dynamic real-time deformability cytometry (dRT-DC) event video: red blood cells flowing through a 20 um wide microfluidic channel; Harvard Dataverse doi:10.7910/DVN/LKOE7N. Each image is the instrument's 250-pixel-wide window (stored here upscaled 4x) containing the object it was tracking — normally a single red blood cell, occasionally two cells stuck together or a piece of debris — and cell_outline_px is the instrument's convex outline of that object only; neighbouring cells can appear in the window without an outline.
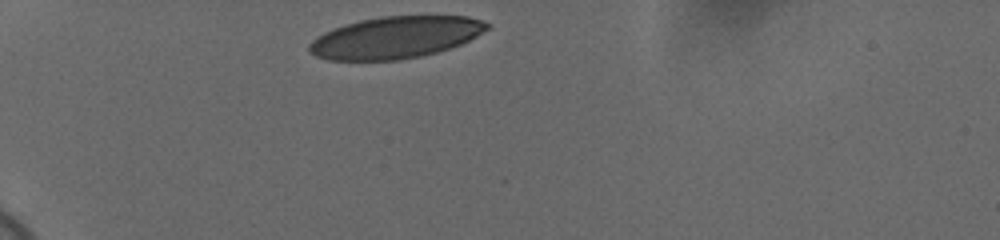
{"species": "human", "species_latin": "Homo sapiens", "temperature_condition": "cold", "stored_images_in_passage": 33, "camera_frame_rate_fps": 3000, "um_per_image_px": 0.085, "donor": {"sex": "female"}, "frame": {"image": 1, "passage_image": 1, "time_ms": 0.0, "image_size_px": [1000, 240], "cell_outline_px": [[492, 24], [488, 28], [476, 36], [460, 44], [436, 52], [420, 56], [396, 60], [328, 60], [316, 56], [308, 52], [308, 44], [316, 36], [324, 32], [344, 24], [360, 20], [380, 16], [468, 16], [484, 20]], "centroid_in_image_um": [33.58, 3.17], "position_along_channel_um": 51.4, "area_um2": 43.41}}
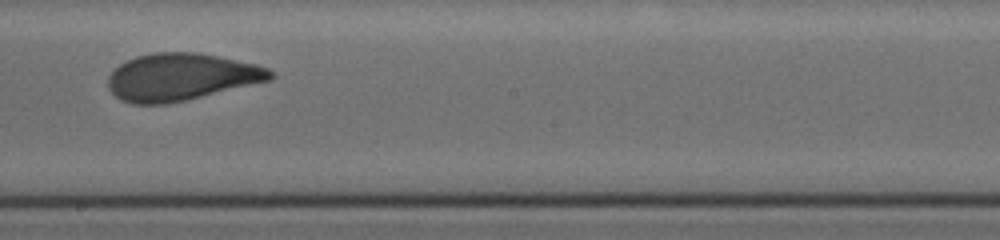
{"frame": {"image": 2, "passage_image": 19, "time_ms": 6.0, "image_size_px": [1000, 240], "cell_outline_px": [[276, 76], [272, 80], [184, 100], [164, 104], [132, 104], [120, 100], [108, 88], [108, 76], [120, 64], [136, 56], [152, 52], [200, 52], [256, 64], [268, 68], [276, 72]], "centroid_in_image_um": [15.42, 6.53], "position_along_channel_um": 232.8, "area_um2": 44.74}}
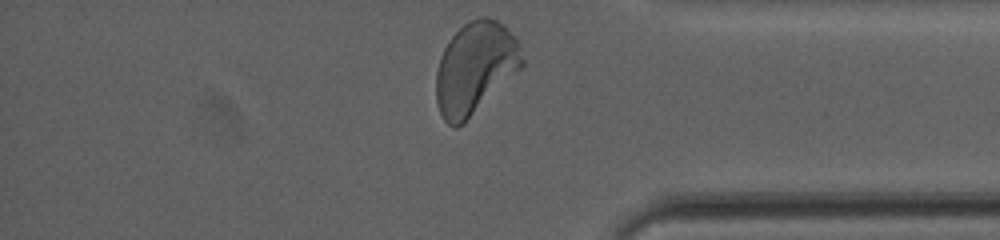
{"frame": {"image": 3, "passage_image": 33, "time_ms": 10.667, "image_size_px": [1000, 240], "cell_outline_px": [[524, 64], [464, 124], [456, 128], [448, 124], [444, 120], [440, 112], [436, 100], [436, 72], [440, 56], [444, 48], [452, 36], [468, 20], [480, 16], [484, 16], [496, 20], [504, 24], [516, 36], [524, 60]], "centroid_in_image_um": [40.38, 5.76], "position_along_channel_um": 394.8, "area_um2": 46.01}, "authors_computed_cell_mechanics": {"area_um2": 44.9684, "velocity_mm_per_s": 3.6507, "shape_relaxation_time_tau1_ms": 4.259, "shape_relaxation_time_tau2_ms": 0.8455, "deformation_change_tau1": 0.1567, "deformation_change_tau2": 0.0543}}